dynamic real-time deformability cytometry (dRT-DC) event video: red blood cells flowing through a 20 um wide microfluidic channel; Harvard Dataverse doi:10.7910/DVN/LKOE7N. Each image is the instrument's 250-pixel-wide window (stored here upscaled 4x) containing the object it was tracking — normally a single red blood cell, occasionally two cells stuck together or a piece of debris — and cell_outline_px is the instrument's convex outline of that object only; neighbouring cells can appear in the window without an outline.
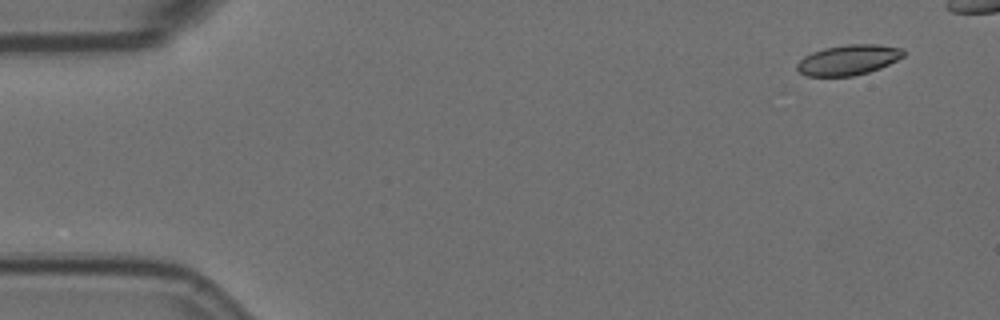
{"species": "Egyptian fruit bat (a non-hibernating species)", "species_latin": "Rousettus aegyptiacus", "temperature_condition": "room temperature", "stored_images_in_passage": 9, "camera_frame_rate_fps": 3000, "um_per_image_px": 0.085, "animal": {"sex": "female"}, "frame": {"image": 1, "passage_image": 1, "time_ms": 0.0, "image_size_px": [1000, 320], "cell_outline_px": [[904, 56], [880, 68], [868, 72], [852, 76], [808, 76], [800, 72], [796, 68], [796, 64], [804, 56], [812, 52], [824, 48], [848, 44], [876, 44], [904, 48]], "centroid_in_image_um": [72.11, 5.08], "position_along_channel_um": 12.9, "area_um2": 18.73}}
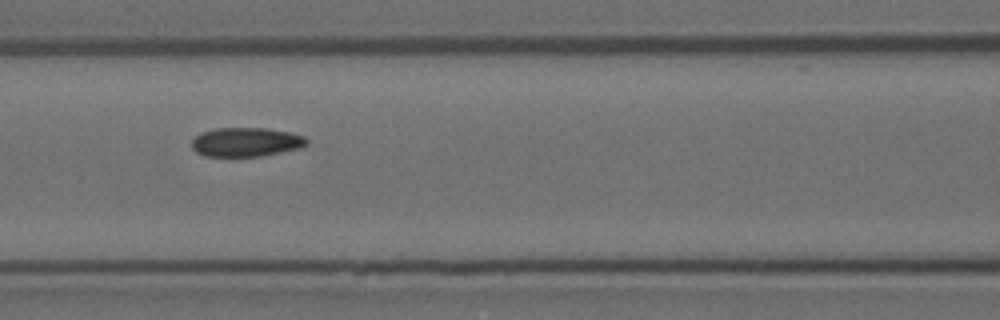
{"frame": {"image": 2, "passage_image": 7, "time_ms": 2.0, "image_size_px": [1000, 320], "cell_outline_px": [[308, 144], [300, 148], [260, 156], [204, 156], [196, 152], [192, 148], [192, 140], [200, 132], [216, 128], [268, 128], [288, 132], [304, 136], [308, 140]], "centroid_in_image_um": [20.9, 12.07], "position_along_channel_um": 145.7, "area_um2": 19.48}}
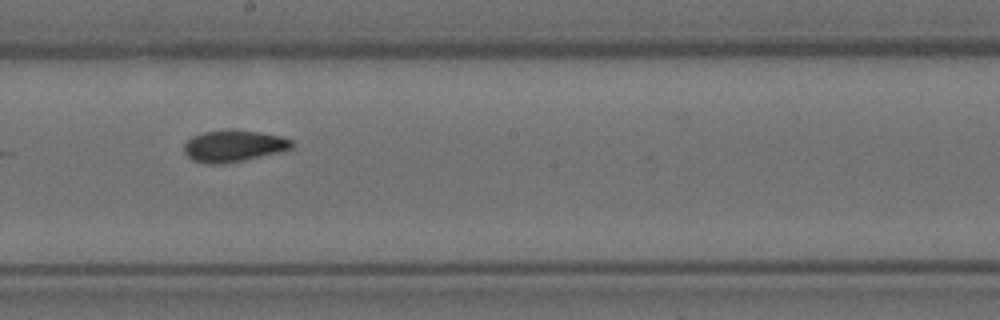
{"frame": {"image": 3, "passage_image": 9, "time_ms": 2.667, "image_size_px": [1000, 320], "cell_outline_px": [[292, 148], [280, 152], [244, 160], [224, 164], [208, 164], [192, 160], [184, 152], [184, 144], [192, 136], [204, 132], [228, 128], [232, 128], [260, 132], [280, 136], [292, 140]], "centroid_in_image_um": [19.84, 12.39], "position_along_channel_um": 228.4, "area_um2": 20.11}}